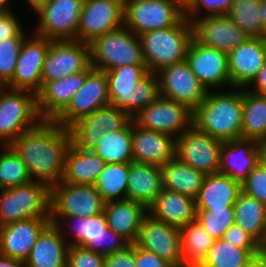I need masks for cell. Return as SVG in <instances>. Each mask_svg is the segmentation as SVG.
<instances>
[{"mask_svg":"<svg viewBox=\"0 0 266 267\" xmlns=\"http://www.w3.org/2000/svg\"><path fill=\"white\" fill-rule=\"evenodd\" d=\"M50 0H26L25 2H27V6L31 9V11L33 10V13L35 10H37L41 5L49 2Z\"/></svg>","mask_w":266,"mask_h":267,"instance_id":"57","label":"cell"},{"mask_svg":"<svg viewBox=\"0 0 266 267\" xmlns=\"http://www.w3.org/2000/svg\"><path fill=\"white\" fill-rule=\"evenodd\" d=\"M242 192V183L216 173L205 175L202 187L195 198L197 210L233 207Z\"/></svg>","mask_w":266,"mask_h":267,"instance_id":"31","label":"cell"},{"mask_svg":"<svg viewBox=\"0 0 266 267\" xmlns=\"http://www.w3.org/2000/svg\"><path fill=\"white\" fill-rule=\"evenodd\" d=\"M147 211L151 217L178 228L188 225L197 217L194 198L164 188Z\"/></svg>","mask_w":266,"mask_h":267,"instance_id":"26","label":"cell"},{"mask_svg":"<svg viewBox=\"0 0 266 267\" xmlns=\"http://www.w3.org/2000/svg\"><path fill=\"white\" fill-rule=\"evenodd\" d=\"M94 152L106 164L133 162L132 120L119 131L103 133Z\"/></svg>","mask_w":266,"mask_h":267,"instance_id":"37","label":"cell"},{"mask_svg":"<svg viewBox=\"0 0 266 267\" xmlns=\"http://www.w3.org/2000/svg\"><path fill=\"white\" fill-rule=\"evenodd\" d=\"M69 244L59 229L50 223L39 235L29 257L27 267H67Z\"/></svg>","mask_w":266,"mask_h":267,"instance_id":"30","label":"cell"},{"mask_svg":"<svg viewBox=\"0 0 266 267\" xmlns=\"http://www.w3.org/2000/svg\"><path fill=\"white\" fill-rule=\"evenodd\" d=\"M84 0H50L34 14L38 23L32 30L50 40H77Z\"/></svg>","mask_w":266,"mask_h":267,"instance_id":"8","label":"cell"},{"mask_svg":"<svg viewBox=\"0 0 266 267\" xmlns=\"http://www.w3.org/2000/svg\"><path fill=\"white\" fill-rule=\"evenodd\" d=\"M261 18H262V24H263V27H264V31L266 33V0H262Z\"/></svg>","mask_w":266,"mask_h":267,"instance_id":"59","label":"cell"},{"mask_svg":"<svg viewBox=\"0 0 266 267\" xmlns=\"http://www.w3.org/2000/svg\"><path fill=\"white\" fill-rule=\"evenodd\" d=\"M248 90L256 94L266 95V60L256 79L248 87Z\"/></svg>","mask_w":266,"mask_h":267,"instance_id":"54","label":"cell"},{"mask_svg":"<svg viewBox=\"0 0 266 267\" xmlns=\"http://www.w3.org/2000/svg\"><path fill=\"white\" fill-rule=\"evenodd\" d=\"M163 188L196 198L205 175L181 161L178 157L161 166Z\"/></svg>","mask_w":266,"mask_h":267,"instance_id":"34","label":"cell"},{"mask_svg":"<svg viewBox=\"0 0 266 267\" xmlns=\"http://www.w3.org/2000/svg\"><path fill=\"white\" fill-rule=\"evenodd\" d=\"M260 162L266 168V144H262L261 154H260Z\"/></svg>","mask_w":266,"mask_h":267,"instance_id":"61","label":"cell"},{"mask_svg":"<svg viewBox=\"0 0 266 267\" xmlns=\"http://www.w3.org/2000/svg\"><path fill=\"white\" fill-rule=\"evenodd\" d=\"M105 203L94 185L60 181L51 186L50 216H94L104 212Z\"/></svg>","mask_w":266,"mask_h":267,"instance_id":"9","label":"cell"},{"mask_svg":"<svg viewBox=\"0 0 266 267\" xmlns=\"http://www.w3.org/2000/svg\"><path fill=\"white\" fill-rule=\"evenodd\" d=\"M222 143L192 124L176 138V157L204 175L216 174L220 168Z\"/></svg>","mask_w":266,"mask_h":267,"instance_id":"11","label":"cell"},{"mask_svg":"<svg viewBox=\"0 0 266 267\" xmlns=\"http://www.w3.org/2000/svg\"><path fill=\"white\" fill-rule=\"evenodd\" d=\"M262 0H233L227 16L249 37L266 38L261 18Z\"/></svg>","mask_w":266,"mask_h":267,"instance_id":"40","label":"cell"},{"mask_svg":"<svg viewBox=\"0 0 266 267\" xmlns=\"http://www.w3.org/2000/svg\"><path fill=\"white\" fill-rule=\"evenodd\" d=\"M266 60V38L248 37L228 54L231 88H248Z\"/></svg>","mask_w":266,"mask_h":267,"instance_id":"20","label":"cell"},{"mask_svg":"<svg viewBox=\"0 0 266 267\" xmlns=\"http://www.w3.org/2000/svg\"><path fill=\"white\" fill-rule=\"evenodd\" d=\"M134 244L155 253L174 267L185 263L180 228L157 220L149 214L143 218Z\"/></svg>","mask_w":266,"mask_h":267,"instance_id":"15","label":"cell"},{"mask_svg":"<svg viewBox=\"0 0 266 267\" xmlns=\"http://www.w3.org/2000/svg\"><path fill=\"white\" fill-rule=\"evenodd\" d=\"M147 208L132 200H117L105 203L104 215L107 226L129 244L136 242Z\"/></svg>","mask_w":266,"mask_h":267,"instance_id":"27","label":"cell"},{"mask_svg":"<svg viewBox=\"0 0 266 267\" xmlns=\"http://www.w3.org/2000/svg\"><path fill=\"white\" fill-rule=\"evenodd\" d=\"M127 245H129V243L124 238L107 226L94 240H91L85 248L106 256L124 249Z\"/></svg>","mask_w":266,"mask_h":267,"instance_id":"47","label":"cell"},{"mask_svg":"<svg viewBox=\"0 0 266 267\" xmlns=\"http://www.w3.org/2000/svg\"><path fill=\"white\" fill-rule=\"evenodd\" d=\"M12 1L11 0H0V12H6L9 10H12V8L10 7L11 3H13Z\"/></svg>","mask_w":266,"mask_h":267,"instance_id":"58","label":"cell"},{"mask_svg":"<svg viewBox=\"0 0 266 267\" xmlns=\"http://www.w3.org/2000/svg\"><path fill=\"white\" fill-rule=\"evenodd\" d=\"M180 267H205L202 263H184Z\"/></svg>","mask_w":266,"mask_h":267,"instance_id":"62","label":"cell"},{"mask_svg":"<svg viewBox=\"0 0 266 267\" xmlns=\"http://www.w3.org/2000/svg\"><path fill=\"white\" fill-rule=\"evenodd\" d=\"M132 149L134 162L161 167L176 156V138L140 128L132 119Z\"/></svg>","mask_w":266,"mask_h":267,"instance_id":"23","label":"cell"},{"mask_svg":"<svg viewBox=\"0 0 266 267\" xmlns=\"http://www.w3.org/2000/svg\"><path fill=\"white\" fill-rule=\"evenodd\" d=\"M243 89L208 91L193 112V124L222 142L241 138Z\"/></svg>","mask_w":266,"mask_h":267,"instance_id":"2","label":"cell"},{"mask_svg":"<svg viewBox=\"0 0 266 267\" xmlns=\"http://www.w3.org/2000/svg\"><path fill=\"white\" fill-rule=\"evenodd\" d=\"M163 190L160 166L131 162L127 183L126 199L148 208Z\"/></svg>","mask_w":266,"mask_h":267,"instance_id":"29","label":"cell"},{"mask_svg":"<svg viewBox=\"0 0 266 267\" xmlns=\"http://www.w3.org/2000/svg\"><path fill=\"white\" fill-rule=\"evenodd\" d=\"M193 37L200 43L229 54L249 36L227 15L203 16L192 22Z\"/></svg>","mask_w":266,"mask_h":267,"instance_id":"21","label":"cell"},{"mask_svg":"<svg viewBox=\"0 0 266 267\" xmlns=\"http://www.w3.org/2000/svg\"><path fill=\"white\" fill-rule=\"evenodd\" d=\"M31 35V36H30ZM51 40L33 31L22 43L16 69L7 88L38 94L42 88V71Z\"/></svg>","mask_w":266,"mask_h":267,"instance_id":"13","label":"cell"},{"mask_svg":"<svg viewBox=\"0 0 266 267\" xmlns=\"http://www.w3.org/2000/svg\"><path fill=\"white\" fill-rule=\"evenodd\" d=\"M50 218H27L0 226V254L25 261Z\"/></svg>","mask_w":266,"mask_h":267,"instance_id":"22","label":"cell"},{"mask_svg":"<svg viewBox=\"0 0 266 267\" xmlns=\"http://www.w3.org/2000/svg\"><path fill=\"white\" fill-rule=\"evenodd\" d=\"M110 104L108 81L104 71L93 69L68 105L53 119L69 128L80 118Z\"/></svg>","mask_w":266,"mask_h":267,"instance_id":"18","label":"cell"},{"mask_svg":"<svg viewBox=\"0 0 266 267\" xmlns=\"http://www.w3.org/2000/svg\"><path fill=\"white\" fill-rule=\"evenodd\" d=\"M90 63L99 71H109L128 65H146L139 36L122 26L90 43Z\"/></svg>","mask_w":266,"mask_h":267,"instance_id":"4","label":"cell"},{"mask_svg":"<svg viewBox=\"0 0 266 267\" xmlns=\"http://www.w3.org/2000/svg\"><path fill=\"white\" fill-rule=\"evenodd\" d=\"M149 73L146 65H128L106 71L110 104L133 117V89Z\"/></svg>","mask_w":266,"mask_h":267,"instance_id":"28","label":"cell"},{"mask_svg":"<svg viewBox=\"0 0 266 267\" xmlns=\"http://www.w3.org/2000/svg\"><path fill=\"white\" fill-rule=\"evenodd\" d=\"M26 37H12L0 42V77L7 84L13 77L19 52Z\"/></svg>","mask_w":266,"mask_h":267,"instance_id":"45","label":"cell"},{"mask_svg":"<svg viewBox=\"0 0 266 267\" xmlns=\"http://www.w3.org/2000/svg\"><path fill=\"white\" fill-rule=\"evenodd\" d=\"M185 16L177 0H127L124 4V26L136 35L169 28Z\"/></svg>","mask_w":266,"mask_h":267,"instance_id":"7","label":"cell"},{"mask_svg":"<svg viewBox=\"0 0 266 267\" xmlns=\"http://www.w3.org/2000/svg\"><path fill=\"white\" fill-rule=\"evenodd\" d=\"M50 220L51 223L59 229L61 235L68 242L69 246L85 247L107 227L104 212L89 217L50 216ZM66 225L69 227V233L66 231ZM64 227L66 229H64ZM67 235H69V237L72 236L71 239H69Z\"/></svg>","mask_w":266,"mask_h":267,"instance_id":"33","label":"cell"},{"mask_svg":"<svg viewBox=\"0 0 266 267\" xmlns=\"http://www.w3.org/2000/svg\"><path fill=\"white\" fill-rule=\"evenodd\" d=\"M185 263H202L215 242L196 219L180 228Z\"/></svg>","mask_w":266,"mask_h":267,"instance_id":"38","label":"cell"},{"mask_svg":"<svg viewBox=\"0 0 266 267\" xmlns=\"http://www.w3.org/2000/svg\"><path fill=\"white\" fill-rule=\"evenodd\" d=\"M116 1H118V2H121V3L125 4V2H126L127 0H116Z\"/></svg>","mask_w":266,"mask_h":267,"instance_id":"65","label":"cell"},{"mask_svg":"<svg viewBox=\"0 0 266 267\" xmlns=\"http://www.w3.org/2000/svg\"><path fill=\"white\" fill-rule=\"evenodd\" d=\"M244 267H266L259 254L252 256Z\"/></svg>","mask_w":266,"mask_h":267,"instance_id":"56","label":"cell"},{"mask_svg":"<svg viewBox=\"0 0 266 267\" xmlns=\"http://www.w3.org/2000/svg\"><path fill=\"white\" fill-rule=\"evenodd\" d=\"M0 148V190L31 182L27 167L15 151L9 145Z\"/></svg>","mask_w":266,"mask_h":267,"instance_id":"41","label":"cell"},{"mask_svg":"<svg viewBox=\"0 0 266 267\" xmlns=\"http://www.w3.org/2000/svg\"><path fill=\"white\" fill-rule=\"evenodd\" d=\"M0 267H27L25 261L0 254Z\"/></svg>","mask_w":266,"mask_h":267,"instance_id":"55","label":"cell"},{"mask_svg":"<svg viewBox=\"0 0 266 267\" xmlns=\"http://www.w3.org/2000/svg\"><path fill=\"white\" fill-rule=\"evenodd\" d=\"M192 39V22L186 16L173 27L139 35L148 71L157 73L167 66L185 61Z\"/></svg>","mask_w":266,"mask_h":267,"instance_id":"3","label":"cell"},{"mask_svg":"<svg viewBox=\"0 0 266 267\" xmlns=\"http://www.w3.org/2000/svg\"><path fill=\"white\" fill-rule=\"evenodd\" d=\"M128 175L129 163L106 164L94 183V187L105 202L125 200Z\"/></svg>","mask_w":266,"mask_h":267,"instance_id":"39","label":"cell"},{"mask_svg":"<svg viewBox=\"0 0 266 267\" xmlns=\"http://www.w3.org/2000/svg\"><path fill=\"white\" fill-rule=\"evenodd\" d=\"M105 256L82 246H69L67 267H103Z\"/></svg>","mask_w":266,"mask_h":267,"instance_id":"49","label":"cell"},{"mask_svg":"<svg viewBox=\"0 0 266 267\" xmlns=\"http://www.w3.org/2000/svg\"><path fill=\"white\" fill-rule=\"evenodd\" d=\"M71 143L69 128L53 120H42L9 146L25 164L32 180L51 187L63 178L65 156Z\"/></svg>","mask_w":266,"mask_h":267,"instance_id":"1","label":"cell"},{"mask_svg":"<svg viewBox=\"0 0 266 267\" xmlns=\"http://www.w3.org/2000/svg\"><path fill=\"white\" fill-rule=\"evenodd\" d=\"M133 116L160 96L157 73L149 72L133 89Z\"/></svg>","mask_w":266,"mask_h":267,"instance_id":"44","label":"cell"},{"mask_svg":"<svg viewBox=\"0 0 266 267\" xmlns=\"http://www.w3.org/2000/svg\"><path fill=\"white\" fill-rule=\"evenodd\" d=\"M233 0H192L185 8V16L193 22L203 16L227 15Z\"/></svg>","mask_w":266,"mask_h":267,"instance_id":"46","label":"cell"},{"mask_svg":"<svg viewBox=\"0 0 266 267\" xmlns=\"http://www.w3.org/2000/svg\"><path fill=\"white\" fill-rule=\"evenodd\" d=\"M106 163L94 151L75 147L72 143L65 156L62 182L94 185Z\"/></svg>","mask_w":266,"mask_h":267,"instance_id":"32","label":"cell"},{"mask_svg":"<svg viewBox=\"0 0 266 267\" xmlns=\"http://www.w3.org/2000/svg\"><path fill=\"white\" fill-rule=\"evenodd\" d=\"M90 63L89 43L79 40H51L42 71V86L85 71Z\"/></svg>","mask_w":266,"mask_h":267,"instance_id":"16","label":"cell"},{"mask_svg":"<svg viewBox=\"0 0 266 267\" xmlns=\"http://www.w3.org/2000/svg\"><path fill=\"white\" fill-rule=\"evenodd\" d=\"M261 149L262 144L253 139L223 142L218 173L242 183L260 162Z\"/></svg>","mask_w":266,"mask_h":267,"instance_id":"25","label":"cell"},{"mask_svg":"<svg viewBox=\"0 0 266 267\" xmlns=\"http://www.w3.org/2000/svg\"><path fill=\"white\" fill-rule=\"evenodd\" d=\"M51 187L34 181L0 190V226L27 218H50Z\"/></svg>","mask_w":266,"mask_h":267,"instance_id":"5","label":"cell"},{"mask_svg":"<svg viewBox=\"0 0 266 267\" xmlns=\"http://www.w3.org/2000/svg\"><path fill=\"white\" fill-rule=\"evenodd\" d=\"M242 191L266 205V168L261 162L242 182Z\"/></svg>","mask_w":266,"mask_h":267,"instance_id":"48","label":"cell"},{"mask_svg":"<svg viewBox=\"0 0 266 267\" xmlns=\"http://www.w3.org/2000/svg\"><path fill=\"white\" fill-rule=\"evenodd\" d=\"M132 117L125 111L109 104L77 120L69 127L72 144L86 151H94L105 132L123 129Z\"/></svg>","mask_w":266,"mask_h":267,"instance_id":"12","label":"cell"},{"mask_svg":"<svg viewBox=\"0 0 266 267\" xmlns=\"http://www.w3.org/2000/svg\"><path fill=\"white\" fill-rule=\"evenodd\" d=\"M241 138L266 142V95L243 89V116Z\"/></svg>","mask_w":266,"mask_h":267,"instance_id":"36","label":"cell"},{"mask_svg":"<svg viewBox=\"0 0 266 267\" xmlns=\"http://www.w3.org/2000/svg\"><path fill=\"white\" fill-rule=\"evenodd\" d=\"M160 95L185 105L194 112L204 101L207 90L191 71L186 61L157 72Z\"/></svg>","mask_w":266,"mask_h":267,"instance_id":"17","label":"cell"},{"mask_svg":"<svg viewBox=\"0 0 266 267\" xmlns=\"http://www.w3.org/2000/svg\"><path fill=\"white\" fill-rule=\"evenodd\" d=\"M124 26V4L116 0H84L77 40L90 43L94 38Z\"/></svg>","mask_w":266,"mask_h":267,"instance_id":"19","label":"cell"},{"mask_svg":"<svg viewBox=\"0 0 266 267\" xmlns=\"http://www.w3.org/2000/svg\"><path fill=\"white\" fill-rule=\"evenodd\" d=\"M185 61L207 91L231 89L228 54L204 45L193 37Z\"/></svg>","mask_w":266,"mask_h":267,"instance_id":"14","label":"cell"},{"mask_svg":"<svg viewBox=\"0 0 266 267\" xmlns=\"http://www.w3.org/2000/svg\"><path fill=\"white\" fill-rule=\"evenodd\" d=\"M132 119L140 128L178 138L193 124V112L185 105L160 95Z\"/></svg>","mask_w":266,"mask_h":267,"instance_id":"10","label":"cell"},{"mask_svg":"<svg viewBox=\"0 0 266 267\" xmlns=\"http://www.w3.org/2000/svg\"><path fill=\"white\" fill-rule=\"evenodd\" d=\"M222 239L236 247L248 249L253 255L258 254L261 245L252 235L236 223L225 231Z\"/></svg>","mask_w":266,"mask_h":267,"instance_id":"50","label":"cell"},{"mask_svg":"<svg viewBox=\"0 0 266 267\" xmlns=\"http://www.w3.org/2000/svg\"><path fill=\"white\" fill-rule=\"evenodd\" d=\"M252 256L254 255L246 248L217 239L202 264L205 267H244Z\"/></svg>","mask_w":266,"mask_h":267,"instance_id":"42","label":"cell"},{"mask_svg":"<svg viewBox=\"0 0 266 267\" xmlns=\"http://www.w3.org/2000/svg\"><path fill=\"white\" fill-rule=\"evenodd\" d=\"M103 267H135V244L105 256Z\"/></svg>","mask_w":266,"mask_h":267,"instance_id":"52","label":"cell"},{"mask_svg":"<svg viewBox=\"0 0 266 267\" xmlns=\"http://www.w3.org/2000/svg\"><path fill=\"white\" fill-rule=\"evenodd\" d=\"M184 8H186L188 6V4L192 1V0H177Z\"/></svg>","mask_w":266,"mask_h":267,"instance_id":"63","label":"cell"},{"mask_svg":"<svg viewBox=\"0 0 266 267\" xmlns=\"http://www.w3.org/2000/svg\"><path fill=\"white\" fill-rule=\"evenodd\" d=\"M135 267H174L155 253L135 245Z\"/></svg>","mask_w":266,"mask_h":267,"instance_id":"53","label":"cell"},{"mask_svg":"<svg viewBox=\"0 0 266 267\" xmlns=\"http://www.w3.org/2000/svg\"><path fill=\"white\" fill-rule=\"evenodd\" d=\"M258 254L262 258V260L264 261L265 266H266V243L260 245L259 250H258Z\"/></svg>","mask_w":266,"mask_h":267,"instance_id":"60","label":"cell"},{"mask_svg":"<svg viewBox=\"0 0 266 267\" xmlns=\"http://www.w3.org/2000/svg\"><path fill=\"white\" fill-rule=\"evenodd\" d=\"M14 11L0 12V42L12 37H27L29 35Z\"/></svg>","mask_w":266,"mask_h":267,"instance_id":"51","label":"cell"},{"mask_svg":"<svg viewBox=\"0 0 266 267\" xmlns=\"http://www.w3.org/2000/svg\"><path fill=\"white\" fill-rule=\"evenodd\" d=\"M93 69L90 65L85 71L46 82L37 94V108L40 117L43 120H53L83 86L86 76Z\"/></svg>","mask_w":266,"mask_h":267,"instance_id":"24","label":"cell"},{"mask_svg":"<svg viewBox=\"0 0 266 267\" xmlns=\"http://www.w3.org/2000/svg\"><path fill=\"white\" fill-rule=\"evenodd\" d=\"M7 88V84L0 77V92Z\"/></svg>","mask_w":266,"mask_h":267,"instance_id":"64","label":"cell"},{"mask_svg":"<svg viewBox=\"0 0 266 267\" xmlns=\"http://www.w3.org/2000/svg\"><path fill=\"white\" fill-rule=\"evenodd\" d=\"M235 223L260 244L266 243V205L243 191L233 205Z\"/></svg>","mask_w":266,"mask_h":267,"instance_id":"35","label":"cell"},{"mask_svg":"<svg viewBox=\"0 0 266 267\" xmlns=\"http://www.w3.org/2000/svg\"><path fill=\"white\" fill-rule=\"evenodd\" d=\"M196 219L216 240L222 239L225 231L235 223L233 207L197 210Z\"/></svg>","mask_w":266,"mask_h":267,"instance_id":"43","label":"cell"},{"mask_svg":"<svg viewBox=\"0 0 266 267\" xmlns=\"http://www.w3.org/2000/svg\"><path fill=\"white\" fill-rule=\"evenodd\" d=\"M42 120L36 94L10 88L0 92V146L9 145Z\"/></svg>","mask_w":266,"mask_h":267,"instance_id":"6","label":"cell"}]
</instances>
